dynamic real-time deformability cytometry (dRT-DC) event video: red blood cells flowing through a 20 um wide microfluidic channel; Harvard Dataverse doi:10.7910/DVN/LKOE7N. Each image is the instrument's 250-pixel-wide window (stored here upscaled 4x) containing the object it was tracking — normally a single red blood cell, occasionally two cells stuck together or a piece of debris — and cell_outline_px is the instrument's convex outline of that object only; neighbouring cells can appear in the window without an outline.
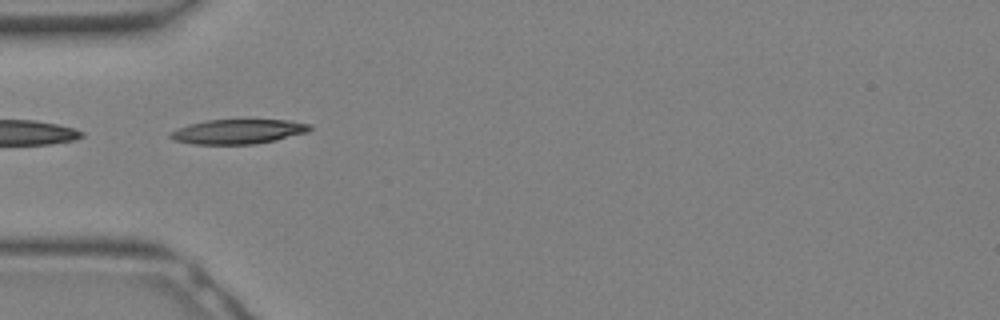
{"species": "Egyptian fruit bat (a non-hibernating species)", "species_latin": "Rousettus aegyptiacus", "temperature_condition": "warm", "stored_images_in_passage": 24, "camera_frame_rate_fps": 3000, "um_per_image_px": 0.085, "animal": {"sex": "female"}, "frame": {"image": 1, "passage_image": 3, "time_ms": 0.667, "image_size_px": [1000, 320], "cell_outline_px": [[312, 128], [308, 132], [276, 140], [256, 144], [192, 144], [172, 140], [168, 136], [168, 132], [188, 124], [208, 120], [284, 120], [312, 124]], "centroid_in_image_um": [20.2, 11.19], "position_along_channel_um": 64.8, "area_um2": 20.11}}
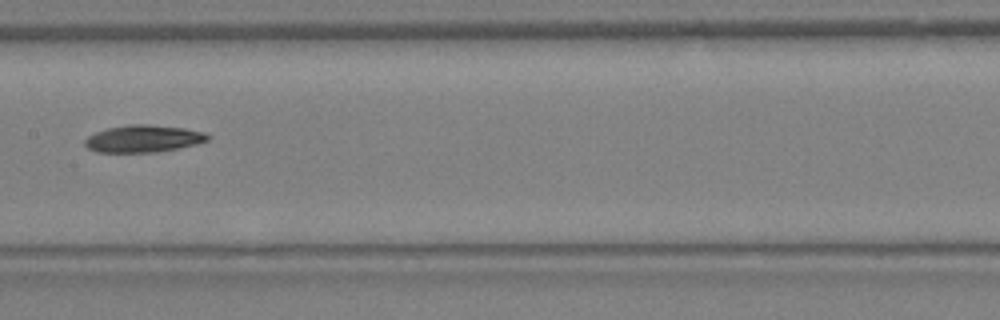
{"frame": {"image": 2, "passage_image": 9, "time_ms": 2.667, "image_size_px": [1000, 320], "cell_outline_px": [[212, 136], [208, 140], [196, 144], [156, 152], [96, 152], [88, 148], [84, 144], [84, 140], [88, 136], [96, 132], [108, 128], [128, 124], [148, 124], [184, 128], [204, 132]], "centroid_in_image_um": [12.18, 11.78], "position_along_channel_um": 195.2, "area_um2": 19.42}}
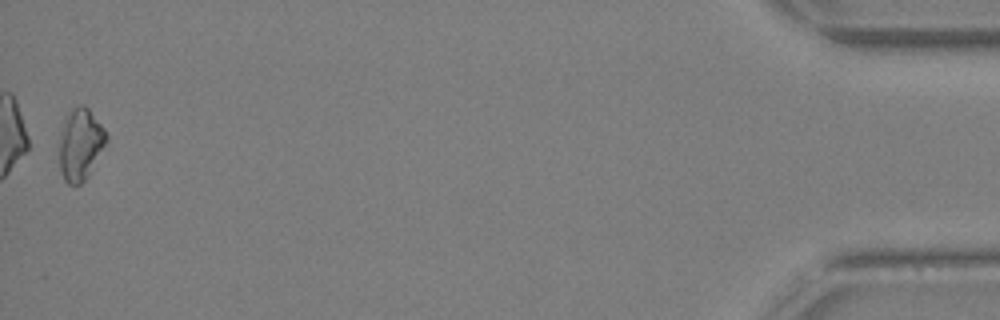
{"frame": {"image": 3, "passage_image": 24, "time_ms": 7.667, "image_size_px": [1000, 320], "cell_outline_px": [[108, 140], [88, 176], [80, 184], [68, 184], [64, 180], [60, 172], [60, 132], [64, 116], [76, 104], [84, 104], [88, 108], [104, 128], [108, 136]], "centroid_in_image_um": [6.82, 12.23], "position_along_channel_um": 428.4, "area_um2": 19.88}}